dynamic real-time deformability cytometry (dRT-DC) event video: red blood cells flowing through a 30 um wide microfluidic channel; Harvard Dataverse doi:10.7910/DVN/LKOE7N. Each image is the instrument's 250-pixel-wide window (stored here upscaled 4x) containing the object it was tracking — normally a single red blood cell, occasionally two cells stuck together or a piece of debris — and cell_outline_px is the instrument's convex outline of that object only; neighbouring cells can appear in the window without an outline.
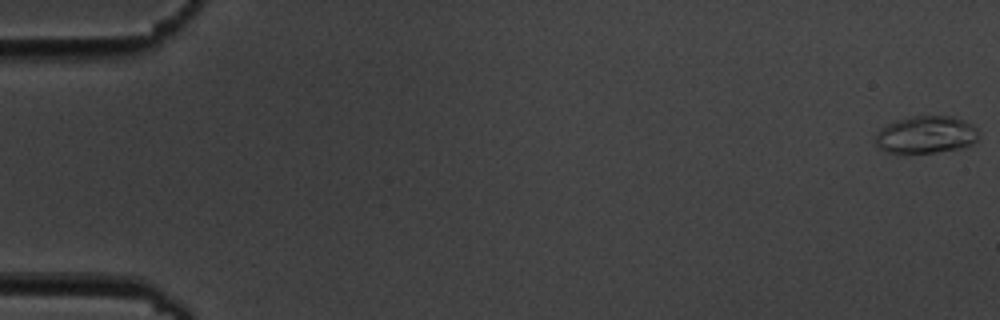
{"species": "common noctule bat (a hibernating species)", "species_latin": "Nyctalus noctula", "temperature_condition": "cold", "stored_images_in_passage": 5, "camera_frame_rate_fps": 3000, "um_per_image_px": 0.085, "animal": {"sex": "male", "body_mass_g": 19.5, "forearm_length_mm": 54.6}, "frame": {"image": 1, "passage_image": 1, "time_ms": 0.0, "image_size_px": [1000, 320], "cell_outline_px": [[980, 132], [976, 140], [972, 144], [960, 148], [936, 152], [900, 156], [884, 152], [876, 144], [876, 132], [880, 128], [896, 120], [912, 116], [956, 116], [972, 124]], "centroid_in_image_um": [78.67, 11.48], "position_along_channel_um": 6.3, "area_um2": 23.24}}
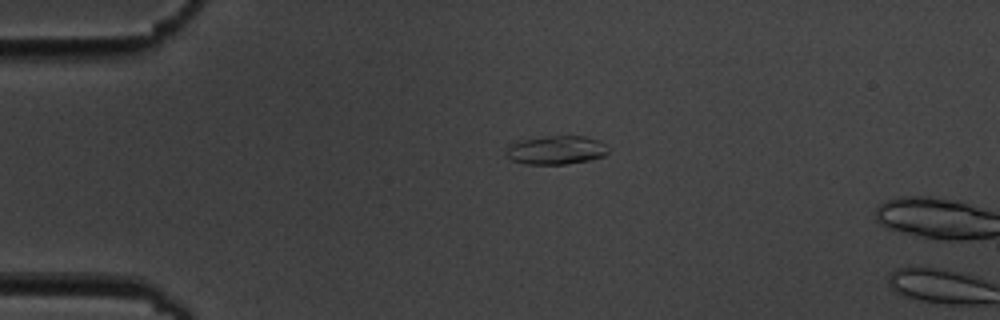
{"frame": {"image": 2, "passage_image": 4, "time_ms": 4.333, "image_size_px": [1000, 320], "cell_outline_px": [[608, 152], [604, 156], [588, 160], [564, 164], [528, 164], [512, 160], [508, 156], [508, 144], [524, 140], [544, 136], [584, 136], [600, 140], [608, 148]], "centroid_in_image_um": [47.31, 12.75], "position_along_channel_um": 37.7, "area_um2": 16.82}}